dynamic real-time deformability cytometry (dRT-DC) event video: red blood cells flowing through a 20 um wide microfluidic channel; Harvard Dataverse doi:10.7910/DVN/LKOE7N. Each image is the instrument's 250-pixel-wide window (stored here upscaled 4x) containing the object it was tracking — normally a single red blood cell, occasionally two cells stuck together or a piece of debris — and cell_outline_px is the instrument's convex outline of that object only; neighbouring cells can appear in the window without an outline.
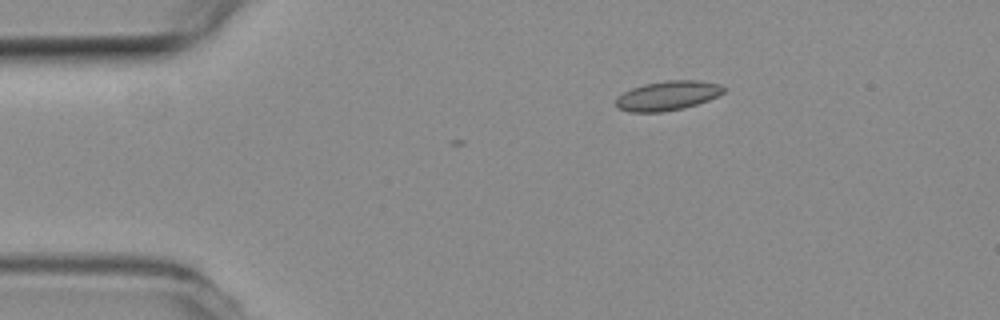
{"species": "common noctule bat (a hibernating species)", "species_latin": "Nyctalus noctula", "temperature_condition": "room temperature", "stored_images_in_passage": 2, "camera_frame_rate_fps": 3000, "um_per_image_px": 0.085, "animal": {"sex": "female", "body_mass_g": 19.3, "forearm_length_mm": 54.1}, "frame": {"image": 1, "passage_image": 2, "time_ms": 0.333, "image_size_px": [1000, 320], "cell_outline_px": [[724, 92], [708, 100], [684, 108], [660, 112], [628, 112], [616, 108], [616, 96], [632, 88], [644, 84], [668, 80], [700, 80], [720, 84], [724, 88]], "centroid_in_image_um": [56.71, 8.13], "position_along_channel_um": 28.3, "area_um2": 18.5}}